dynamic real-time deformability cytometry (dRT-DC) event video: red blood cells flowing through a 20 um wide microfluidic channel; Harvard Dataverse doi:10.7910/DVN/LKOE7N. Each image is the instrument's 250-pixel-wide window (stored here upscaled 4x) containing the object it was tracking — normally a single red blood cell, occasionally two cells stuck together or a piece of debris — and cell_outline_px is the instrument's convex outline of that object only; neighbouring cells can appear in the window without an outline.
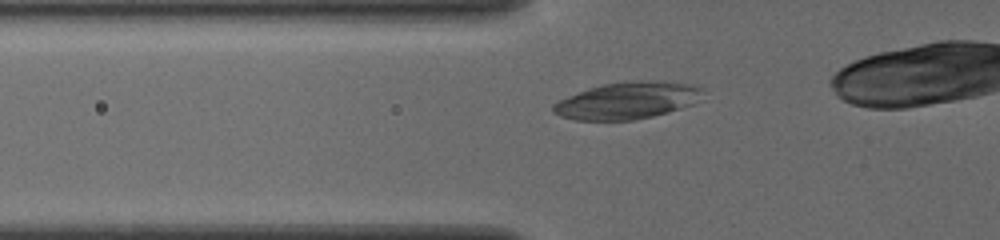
{"species": "common noctule bat (a hibernating species)", "species_latin": "Nyctalus noctula", "temperature_condition": "cold", "stored_images_in_passage": 12, "camera_frame_rate_fps": 3000, "um_per_image_px": 0.085, "animal": {"sex": "female", "body_mass_g": 19.5, "forearm_length_mm": 54.1}, "frame": {"image": 1, "passage_image": 5, "time_ms": 1.333, "image_size_px": [1000, 240], "cell_outline_px": [[700, 88], [692, 104], [668, 112], [652, 116], [632, 120], [576, 120], [560, 116], [552, 112], [552, 104], [568, 96], [588, 88], [604, 84], [632, 80], [656, 80], [692, 84]], "centroid_in_image_um": [53.23, 8.54], "position_along_channel_um": 72.6, "area_um2": 31.73}}
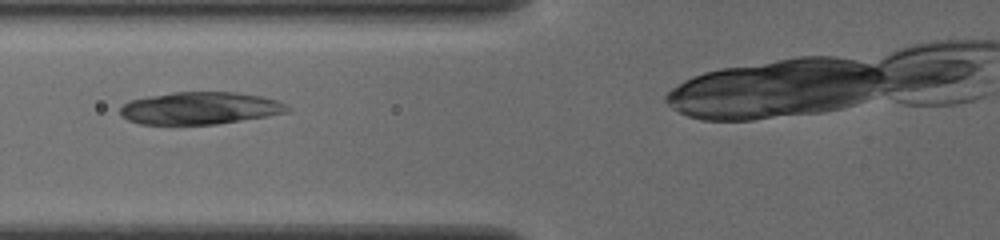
{"frame": {"image": 2, "passage_image": 8, "time_ms": 2.333, "image_size_px": [1000, 240], "cell_outline_px": [[292, 108], [288, 112], [268, 116], [216, 124], [140, 124], [128, 120], [120, 116], [120, 108], [124, 104], [132, 100], [148, 96], [172, 92], [236, 92], [260, 96], [280, 100]], "centroid_in_image_um": [17.03, 9.19], "position_along_channel_um": 108.8, "area_um2": 31.62}}
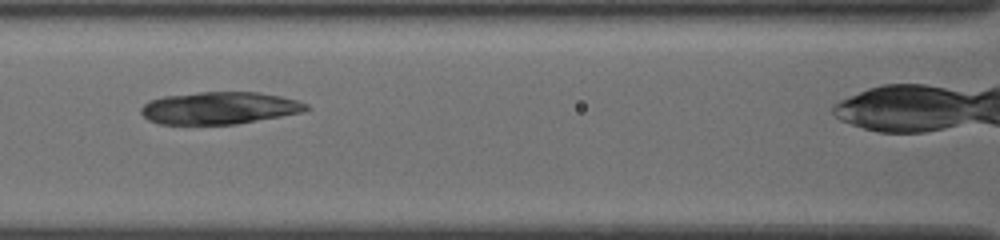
{"frame": {"image": 3, "passage_image": 11, "time_ms": 3.333, "image_size_px": [1000, 240], "cell_outline_px": [[312, 108], [304, 112], [236, 124], [160, 124], [148, 120], [140, 112], [140, 108], [148, 100], [164, 96], [200, 92], [260, 92], [280, 96], [296, 100], [308, 104]], "centroid_in_image_um": [18.66, 9.18], "position_along_channel_um": 147.9, "area_um2": 31.21}}